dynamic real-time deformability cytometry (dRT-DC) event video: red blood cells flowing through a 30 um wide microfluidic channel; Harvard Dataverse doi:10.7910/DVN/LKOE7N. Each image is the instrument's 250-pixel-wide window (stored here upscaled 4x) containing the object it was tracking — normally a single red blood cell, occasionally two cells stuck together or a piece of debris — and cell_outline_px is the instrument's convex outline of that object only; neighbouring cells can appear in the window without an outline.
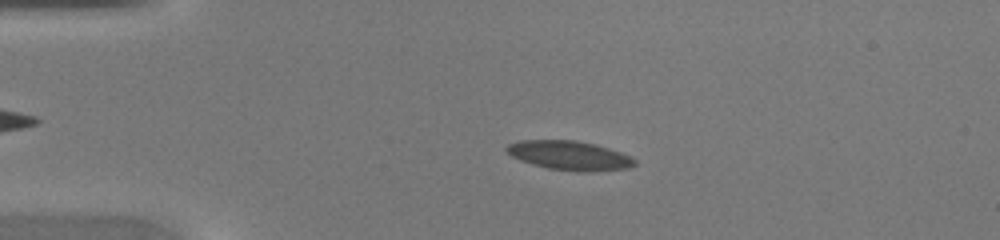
{"species": "common noctule bat (a hibernating species)", "species_latin": "Nyctalus noctula", "temperature_condition": "warm", "stored_images_in_passage": 47, "camera_frame_rate_fps": 3000, "um_per_image_px": 0.085, "animal": {"sex": "female", "body_mass_g": 20.0, "forearm_length_mm": 54.0}, "frame": {"image": 1, "passage_image": 10, "time_ms": 3.0, "image_size_px": [1000, 240], "cell_outline_px": [[636, 164], [628, 168], [588, 172], [576, 172], [548, 168], [532, 164], [520, 160], [512, 156], [504, 148], [508, 144], [520, 140], [576, 140], [596, 144], [632, 156], [636, 160]], "centroid_in_image_um": [48.42, 13.21], "position_along_channel_um": 36.6, "area_um2": 21.91}}
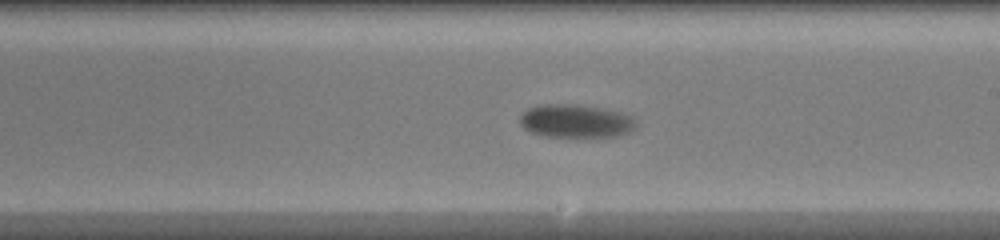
{"frame": {"image": 2, "passage_image": 27, "time_ms": 8.667, "image_size_px": [1000, 240], "cell_outline_px": [[636, 128], [628, 132], [616, 136], [548, 136], [532, 132], [524, 128], [520, 124], [520, 116], [528, 108], [544, 104], [568, 104], [600, 108], [632, 116], [636, 120]], "centroid_in_image_um": [48.93, 10.29], "position_along_channel_um": 240.1, "area_um2": 22.02}}
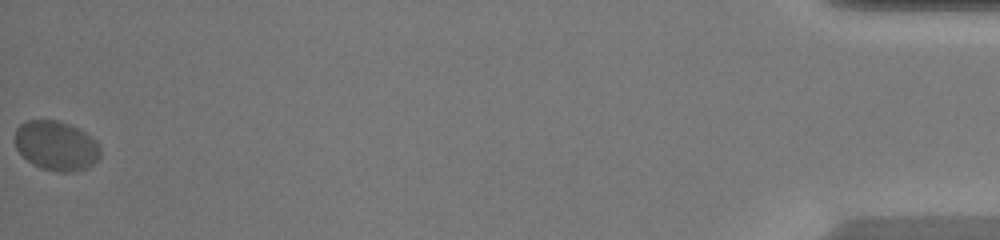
{"frame": {"image": 3, "passage_image": 47, "time_ms": 15.333, "image_size_px": [1000, 240], "cell_outline_px": [[100, 156], [92, 164], [84, 168], [72, 172], [60, 172], [40, 168], [32, 164], [16, 148], [16, 128], [24, 120], [56, 120], [72, 124], [80, 128], [92, 136], [100, 144]], "centroid_in_image_um": [4.8, 12.36], "position_along_channel_um": 430.4, "area_um2": 24.85}}